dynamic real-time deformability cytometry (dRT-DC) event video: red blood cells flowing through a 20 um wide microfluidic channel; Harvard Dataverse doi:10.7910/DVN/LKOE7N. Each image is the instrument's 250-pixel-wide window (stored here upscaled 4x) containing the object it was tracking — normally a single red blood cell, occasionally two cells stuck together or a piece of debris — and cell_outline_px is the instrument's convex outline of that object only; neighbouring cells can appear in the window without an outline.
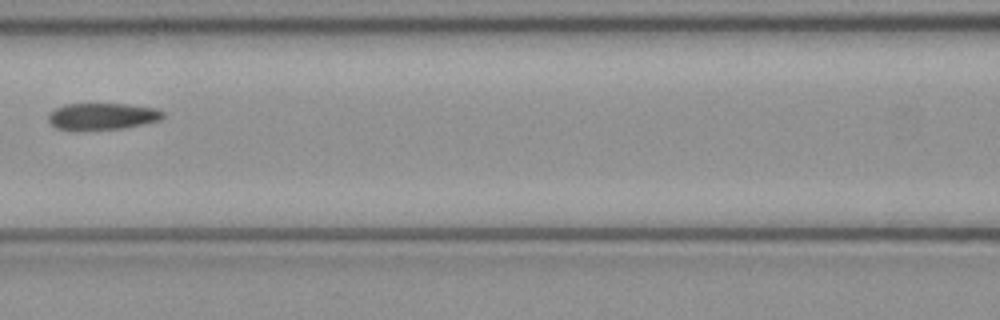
{"species": "common noctule bat (a hibernating species)", "species_latin": "Nyctalus noctula", "temperature_condition": "cold", "stored_images_in_passage": 6, "camera_frame_rate_fps": 3000, "um_per_image_px": 0.085, "animal": {"sex": "female", "body_mass_g": 21.9}, "frame": {"image": 1, "passage_image": 5, "time_ms": 1.333, "image_size_px": [1000, 320], "cell_outline_px": [[164, 116], [160, 120], [144, 124], [124, 128], [76, 132], [56, 128], [48, 124], [48, 116], [56, 108], [64, 104], [128, 104], [156, 108], [164, 112]], "centroid_in_image_um": [8.66, 9.92], "position_along_channel_um": 157.9, "area_um2": 18.38}}
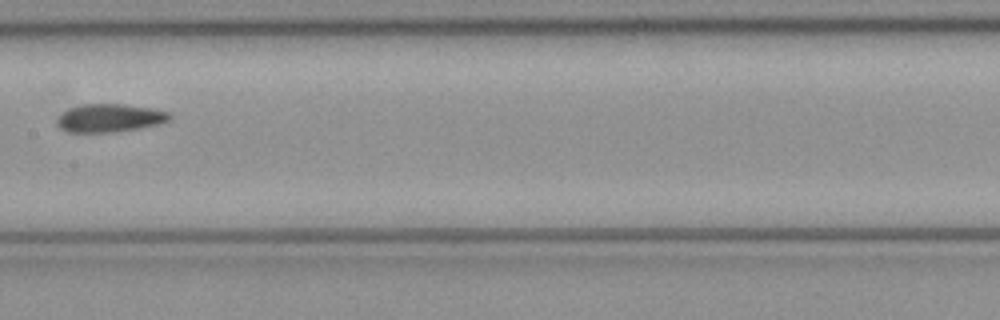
{"frame": {"image": 2, "passage_image": 6, "time_ms": 1.667, "image_size_px": [1000, 320], "cell_outline_px": [[172, 116], [168, 120], [160, 124], [140, 128], [116, 132], [64, 132], [56, 124], [56, 120], [64, 112], [80, 104], [124, 104], [152, 108], [172, 112]], "centroid_in_image_um": [9.36, 10.03], "position_along_channel_um": 198.0, "area_um2": 18.61}}